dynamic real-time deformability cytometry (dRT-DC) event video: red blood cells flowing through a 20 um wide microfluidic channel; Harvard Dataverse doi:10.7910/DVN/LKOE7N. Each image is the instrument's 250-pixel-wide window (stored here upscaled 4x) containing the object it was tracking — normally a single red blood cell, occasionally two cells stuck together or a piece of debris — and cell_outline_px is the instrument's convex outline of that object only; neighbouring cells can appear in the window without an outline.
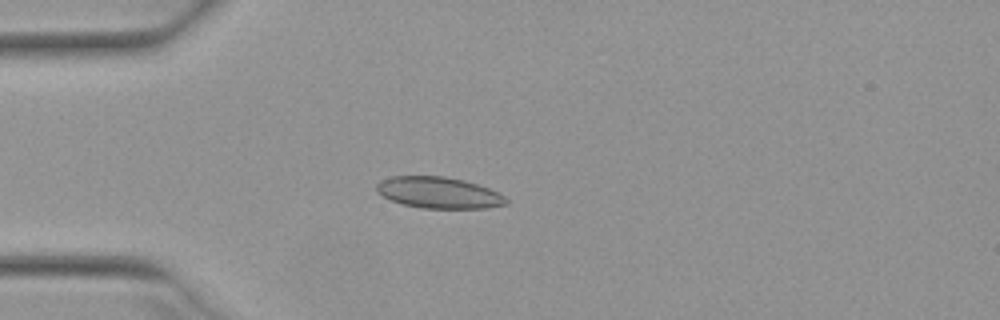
{"species": "Egyptian fruit bat (a non-hibernating species)", "species_latin": "Rousettus aegyptiacus", "temperature_condition": "warm", "stored_images_in_passage": 51, "camera_frame_rate_fps": 3000, "um_per_image_px": 0.085, "animal": {"sex": "female"}, "frame": {"image": 1, "passage_image": 13, "time_ms": 4.0, "image_size_px": [1000, 320], "cell_outline_px": [[508, 204], [484, 208], [420, 208], [404, 204], [392, 200], [376, 192], [376, 184], [380, 180], [392, 176], [444, 176], [464, 180], [488, 188], [504, 196], [508, 200]], "centroid_in_image_um": [37.27, 16.37], "position_along_channel_um": 47.7, "area_um2": 23.52}}
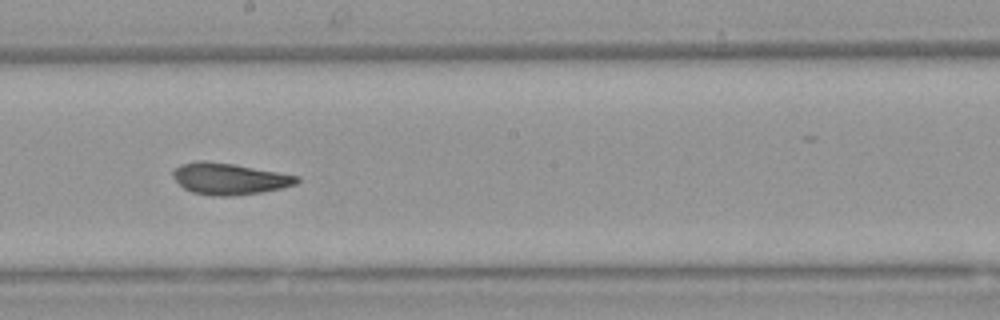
{"frame": {"image": 2, "passage_image": 28, "time_ms": 9.0, "image_size_px": [1000, 320], "cell_outline_px": [[300, 180], [296, 184], [280, 188], [260, 192], [232, 196], [212, 196], [192, 192], [184, 188], [172, 176], [172, 172], [180, 164], [196, 160], [208, 160], [232, 164], [300, 176]], "centroid_in_image_um": [19.46, 15.19], "position_along_channel_um": 228.7, "area_um2": 22.66}}
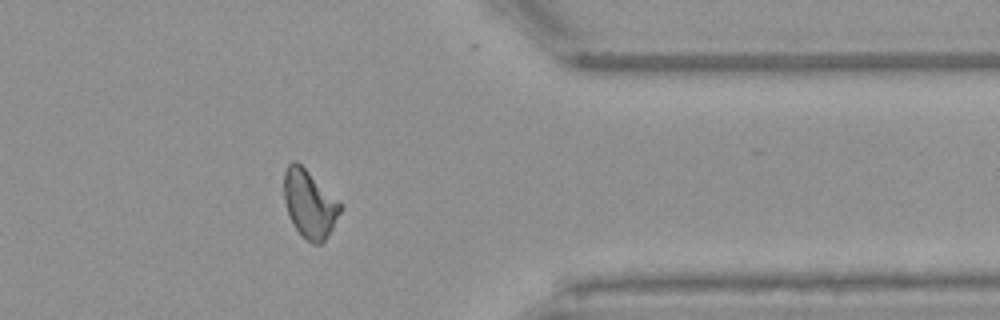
{"frame": {"image": 3, "passage_image": 41, "time_ms": 13.333, "image_size_px": [1000, 320], "cell_outline_px": [[344, 208], [332, 228], [324, 240], [320, 244], [312, 244], [292, 224], [284, 200], [284, 172], [288, 164], [292, 160], [296, 160]], "centroid_in_image_um": [26.29, 17.34], "position_along_channel_um": 385.1, "area_um2": 21.62}, "authors_computed_cell_mechanics": {"area_um2": 22.7154, "velocity_mm_per_s": 3.9406, "shape_relaxation_time_tau1_ms": null, "shape_relaxation_time_tau2_ms": 1.482, "deformation_change_tau1": null, "deformation_change_tau2": 0.0699}}